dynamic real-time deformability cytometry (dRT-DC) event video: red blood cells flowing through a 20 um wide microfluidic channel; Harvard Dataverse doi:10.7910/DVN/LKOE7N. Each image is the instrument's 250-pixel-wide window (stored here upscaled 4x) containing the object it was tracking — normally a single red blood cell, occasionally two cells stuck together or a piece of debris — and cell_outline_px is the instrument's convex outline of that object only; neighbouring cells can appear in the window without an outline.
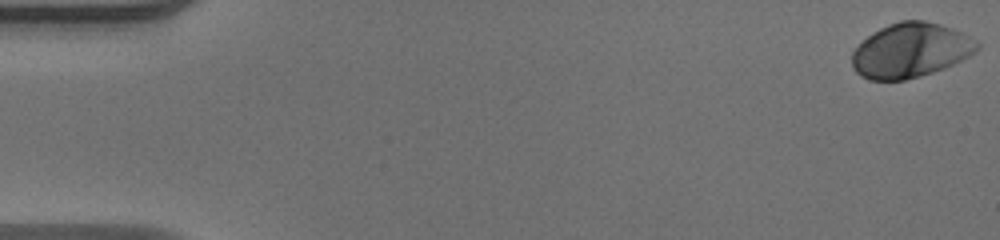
{"species": "human", "species_latin": "Homo sapiens", "temperature_condition": "warm", "stored_images_in_passage": 51, "camera_frame_rate_fps": 3000, "um_per_image_px": 0.085, "donor": {"sex": "male"}, "frame": {"image": 1, "passage_image": 1, "time_ms": 0.0, "image_size_px": [1000, 240], "cell_outline_px": [[980, 48], [976, 52], [944, 68], [932, 72], [904, 80], [868, 80], [860, 76], [852, 68], [852, 52], [872, 32], [888, 24], [900, 20], [924, 20], [940, 24], [960, 32], [976, 40], [980, 44]], "centroid_in_image_um": [77.38, 4.28], "position_along_channel_um": 7.6, "area_um2": 39.59}}
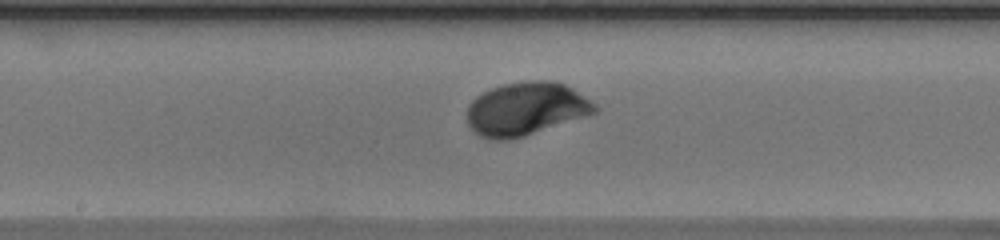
{"frame": {"image": 2, "passage_image": 27, "time_ms": 8.667, "image_size_px": [1000, 240], "cell_outline_px": [[600, 108], [596, 112], [524, 136], [508, 140], [488, 140], [480, 136], [468, 124], [468, 104], [476, 96], [492, 88], [504, 84], [524, 80], [552, 80], [564, 84], [572, 88], [592, 100]], "centroid_in_image_um": [44.7, 9.24], "position_along_channel_um": 203.5, "area_um2": 39.54}}
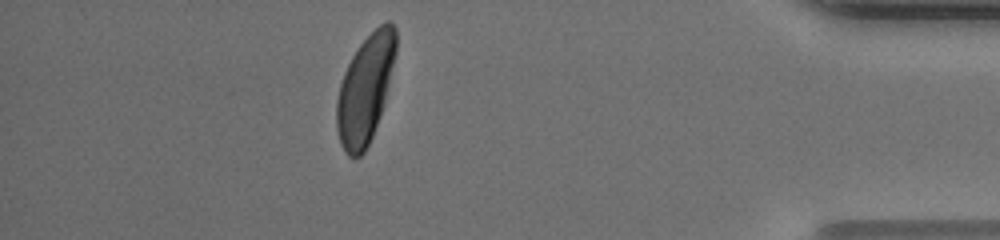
{"frame": {"image": 3, "passage_image": 45, "time_ms": 14.667, "image_size_px": [1000, 240], "cell_outline_px": [[396, 52], [384, 104], [372, 136], [364, 152], [360, 156], [348, 156], [344, 152], [340, 144], [336, 128], [336, 100], [340, 84], [344, 72], [352, 56], [360, 44], [380, 24], [388, 20], [396, 28]], "centroid_in_image_um": [31.03, 7.59], "position_along_channel_um": 404.2, "area_um2": 37.05}, "authors_computed_cell_mechanics": {"area_um2": 38.6104, "velocity_mm_per_s": 4.072, "shape_relaxation_time_tau1_ms": 2.1412, "shape_relaxation_time_tau2_ms": null, "deformation_change_tau1": 0.155, "deformation_change_tau2": null}}